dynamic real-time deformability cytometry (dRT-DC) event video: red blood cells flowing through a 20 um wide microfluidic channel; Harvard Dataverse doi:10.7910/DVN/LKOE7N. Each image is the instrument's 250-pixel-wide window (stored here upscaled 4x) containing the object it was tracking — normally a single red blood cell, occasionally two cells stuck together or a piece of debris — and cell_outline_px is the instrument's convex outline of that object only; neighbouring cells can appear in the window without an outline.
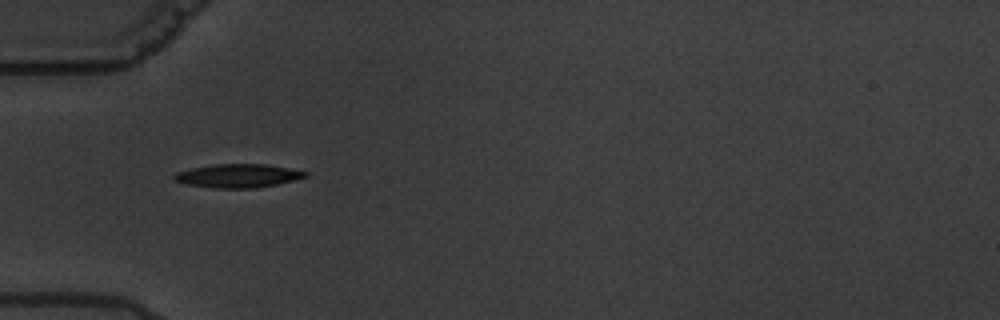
{"species": "common noctule bat (a hibernating species)", "species_latin": "Nyctalus noctula", "temperature_condition": "warm", "stored_images_in_passage": 4, "camera_frame_rate_fps": 3000, "um_per_image_px": 0.085, "animal": {"sex": "male", "body_mass_g": 19.5, "forearm_length_mm": 54.6}, "frame": {"image": 1, "passage_image": 1, "time_ms": 0.0, "image_size_px": [1000, 320], "cell_outline_px": [[308, 176], [276, 184], [256, 188], [212, 188], [184, 184], [172, 180], [172, 176], [176, 172], [192, 168], [212, 164], [264, 164], [288, 168], [308, 172]], "centroid_in_image_um": [20.15, 14.94], "position_along_channel_um": 64.8, "area_um2": 18.03}}